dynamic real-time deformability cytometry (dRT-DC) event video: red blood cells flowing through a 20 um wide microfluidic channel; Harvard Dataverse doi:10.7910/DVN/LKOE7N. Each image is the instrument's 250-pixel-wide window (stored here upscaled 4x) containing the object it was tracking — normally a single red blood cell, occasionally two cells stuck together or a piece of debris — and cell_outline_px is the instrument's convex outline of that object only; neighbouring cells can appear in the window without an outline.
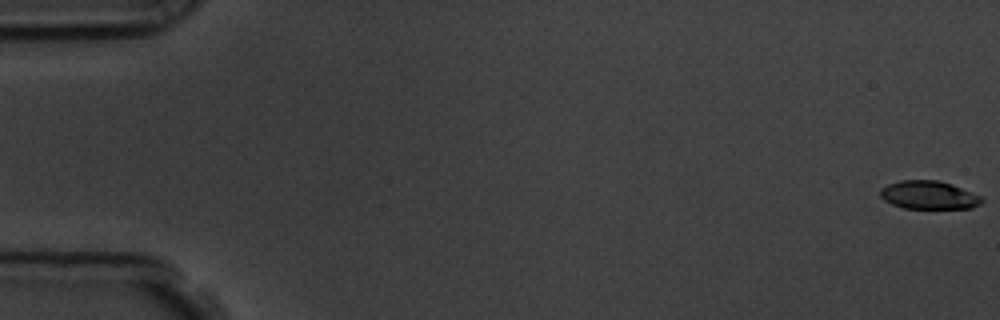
{"species": "common noctule bat (a hibernating species)", "species_latin": "Nyctalus noctula", "temperature_condition": "room temperature", "stored_images_in_passage": 58, "camera_frame_rate_fps": 3000, "um_per_image_px": 0.085, "animal": {"sex": "male", "body_mass_g": 19.5, "forearm_length_mm": 54.6}, "frame": {"image": 1, "passage_image": 1, "time_ms": 0.0, "image_size_px": [1000, 320], "cell_outline_px": [[984, 200], [980, 204], [972, 208], [904, 208], [892, 204], [884, 200], [880, 196], [880, 188], [888, 184], [900, 180], [936, 180], [952, 184], [980, 196]], "centroid_in_image_um": [78.92, 16.57], "position_along_channel_um": 6.1, "area_um2": 16.65}}
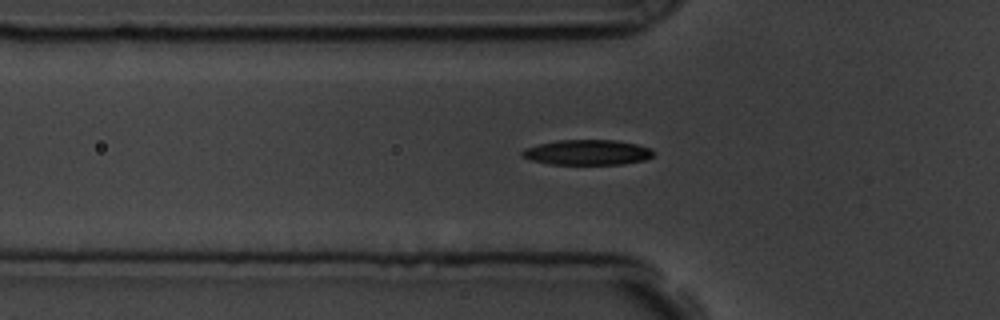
{"frame": {"image": 2, "passage_image": 20, "time_ms": 6.333, "image_size_px": [1000, 320], "cell_outline_px": [[656, 152], [652, 156], [644, 160], [624, 164], [548, 164], [532, 160], [520, 156], [520, 152], [524, 148], [556, 140], [616, 140], [636, 144], [652, 148]], "centroid_in_image_um": [49.93, 12.95], "position_along_channel_um": 75.9, "area_um2": 19.42}}
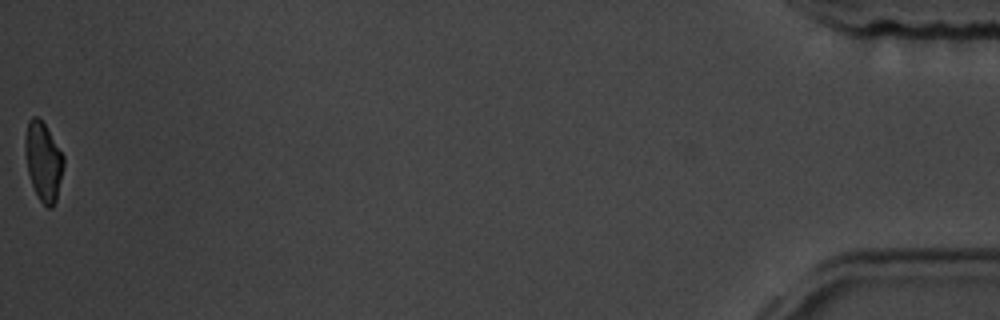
{"frame": {"image": 3, "passage_image": 58, "time_ms": 19.0, "image_size_px": [1000, 320], "cell_outline_px": [[64, 164], [56, 200], [52, 208], [48, 208], [40, 200], [32, 184], [28, 172], [24, 152], [24, 140], [28, 120], [32, 116], [36, 116], [44, 124], [64, 156]], "centroid_in_image_um": [3.66, 13.71], "position_along_channel_um": 431.5, "area_um2": 17.46}, "authors_computed_cell_mechanics": {"area_um2": 18.6405, "velocity_mm_per_s": 3.5939, "shape_relaxation_time_tau1_ms": 2.3171, "shape_relaxation_time_tau2_ms": 2.3766, "deformation_change_tau1": 0.1425, "deformation_change_tau2": 0.0727}}